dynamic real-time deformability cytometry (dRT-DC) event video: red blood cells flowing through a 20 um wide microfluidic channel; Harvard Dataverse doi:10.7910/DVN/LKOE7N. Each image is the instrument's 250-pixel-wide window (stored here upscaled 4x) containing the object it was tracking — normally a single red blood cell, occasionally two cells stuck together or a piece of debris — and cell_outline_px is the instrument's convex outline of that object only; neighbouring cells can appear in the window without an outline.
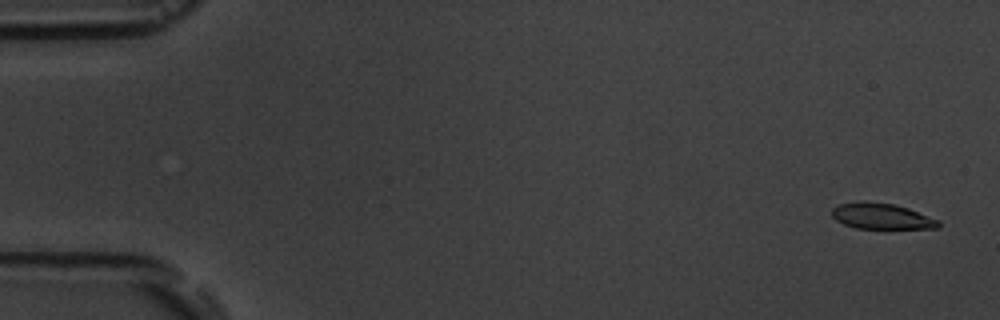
{"species": "common noctule bat (a hibernating species)", "species_latin": "Nyctalus noctula", "temperature_condition": "room temperature", "stored_images_in_passage": 5, "camera_frame_rate_fps": 3000, "um_per_image_px": 0.085, "animal": {"sex": "male", "body_mass_g": 19.5, "forearm_length_mm": 54.6}, "frame": {"image": 1, "passage_image": 1, "time_ms": 0.0, "image_size_px": [1000, 320], "cell_outline_px": [[940, 228], [856, 228], [844, 224], [836, 220], [832, 216], [832, 208], [840, 204], [860, 200], [864, 200], [892, 204], [908, 208], [940, 220]], "centroid_in_image_um": [74.93, 18.36], "position_along_channel_um": 10.1, "area_um2": 16.07}}
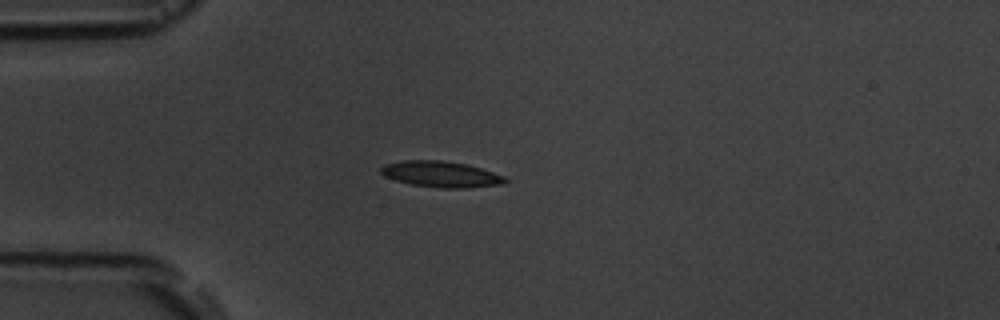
{"frame": {"image": 2, "passage_image": 5, "time_ms": 4.333, "image_size_px": [1000, 320], "cell_outline_px": [[508, 180], [504, 184], [464, 188], [440, 188], [412, 184], [396, 180], [384, 176], [380, 172], [380, 168], [384, 164], [404, 160], [440, 160], [464, 164], [480, 168], [504, 176]], "centroid_in_image_um": [37.46, 14.81], "position_along_channel_um": 47.5, "area_um2": 18.67}}